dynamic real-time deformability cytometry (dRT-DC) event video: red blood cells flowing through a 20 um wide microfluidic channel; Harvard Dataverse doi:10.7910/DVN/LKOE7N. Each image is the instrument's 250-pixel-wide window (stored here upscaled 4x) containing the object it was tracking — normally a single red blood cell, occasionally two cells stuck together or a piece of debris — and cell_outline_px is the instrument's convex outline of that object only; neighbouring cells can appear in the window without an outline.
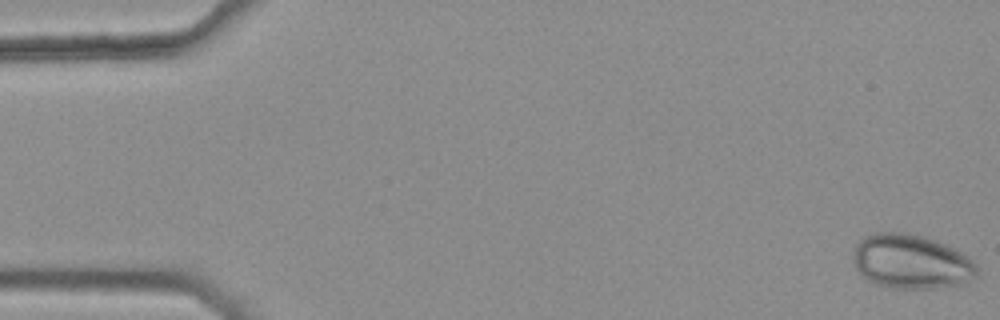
{"species": "common noctule bat (a hibernating species)", "species_latin": "Nyctalus noctula", "temperature_condition": "warm", "stored_images_in_passage": 45, "camera_frame_rate_fps": 3000, "um_per_image_px": 0.085, "animal": {"sex": "female", "body_mass_g": 25.1}, "frame": {"image": 1, "passage_image": 1, "time_ms": 0.0, "image_size_px": [1000, 320], "cell_outline_px": [[976, 276], [960, 284], [932, 288], [896, 288], [876, 284], [868, 280], [856, 268], [852, 260], [852, 256], [856, 244], [864, 236], [876, 232], [900, 232], [924, 236], [936, 240], [956, 248], [968, 256], [976, 264]], "centroid_in_image_um": [77.44, 22.22], "position_along_channel_um": 7.6, "area_um2": 39.19}}
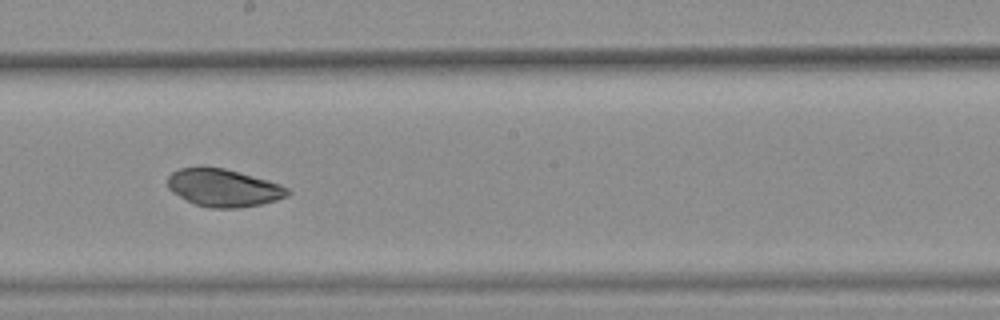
{"frame": {"image": 2, "passage_image": 30, "time_ms": 9.667, "image_size_px": [1000, 320], "cell_outline_px": [[292, 192], [288, 196], [276, 200], [260, 204], [236, 208], [208, 208], [196, 204], [172, 192], [168, 188], [168, 176], [172, 172], [180, 168], [224, 168], [240, 172], [268, 180], [292, 188]], "centroid_in_image_um": [19.06, 15.97], "position_along_channel_um": 229.1, "area_um2": 26.18}}
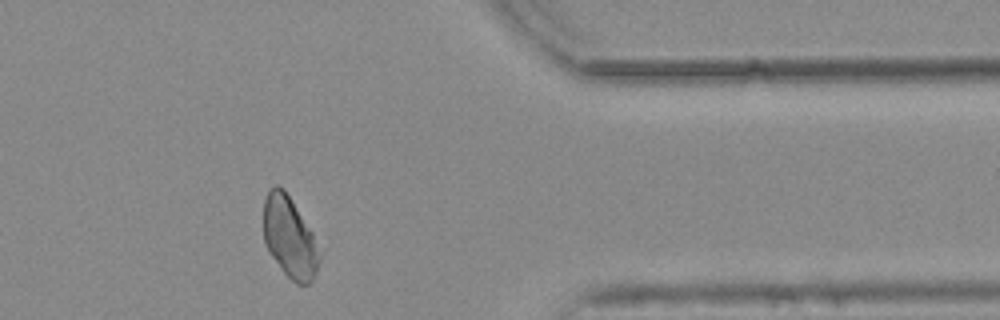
{"frame": {"image": 3, "passage_image": 44, "time_ms": 14.333, "image_size_px": [1000, 320], "cell_outline_px": [[320, 260], [316, 272], [312, 280], [308, 284], [296, 284], [284, 272], [268, 252], [264, 244], [264, 200], [268, 192], [276, 184], [284, 188], [312, 232], [320, 256]], "centroid_in_image_um": [24.6, 20.18], "position_along_channel_um": 386.8, "area_um2": 26.13}, "authors_computed_cell_mechanics": {"area_um2": 27.9752, "velocity_mm_per_s": 3.7549, "shape_relaxation_time_tau1_ms": 0.9524, "shape_relaxation_time_tau2_ms": null, "deformation_change_tau1": 0.0371, "deformation_change_tau2": null}}